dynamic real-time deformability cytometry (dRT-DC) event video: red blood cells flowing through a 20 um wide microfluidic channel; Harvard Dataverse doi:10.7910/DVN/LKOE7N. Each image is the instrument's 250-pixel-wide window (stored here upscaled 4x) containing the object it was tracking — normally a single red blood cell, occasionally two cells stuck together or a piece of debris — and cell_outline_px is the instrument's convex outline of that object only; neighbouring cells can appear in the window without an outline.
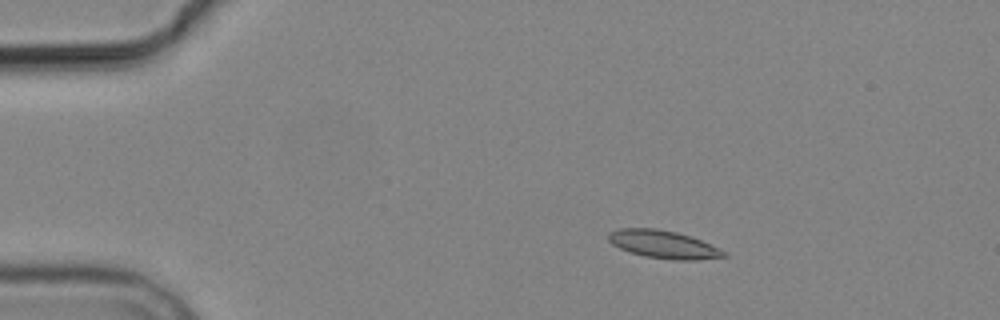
{"species": "common noctule bat (a hibernating species)", "species_latin": "Nyctalus noctula", "temperature_condition": "cold", "stored_images_in_passage": 6, "segment_of_instrument_passage": [1, 2], "camera_frame_rate_fps": 3000, "um_per_image_px": 0.085, "animal": {"sex": "male", "body_mass_g": 19.2, "forearm_length_mm": 51.8}, "frame": {"image": 1, "passage_image": 4, "time_ms": 3.333, "image_size_px": [1000, 320], "cell_outline_px": [[728, 256], [700, 260], [672, 260], [644, 256], [628, 252], [612, 244], [608, 240], [608, 232], [620, 228], [656, 228], [676, 232], [700, 240], [724, 252]], "centroid_in_image_um": [56.32, 20.78], "position_along_channel_um": 28.7, "area_um2": 18.61}}